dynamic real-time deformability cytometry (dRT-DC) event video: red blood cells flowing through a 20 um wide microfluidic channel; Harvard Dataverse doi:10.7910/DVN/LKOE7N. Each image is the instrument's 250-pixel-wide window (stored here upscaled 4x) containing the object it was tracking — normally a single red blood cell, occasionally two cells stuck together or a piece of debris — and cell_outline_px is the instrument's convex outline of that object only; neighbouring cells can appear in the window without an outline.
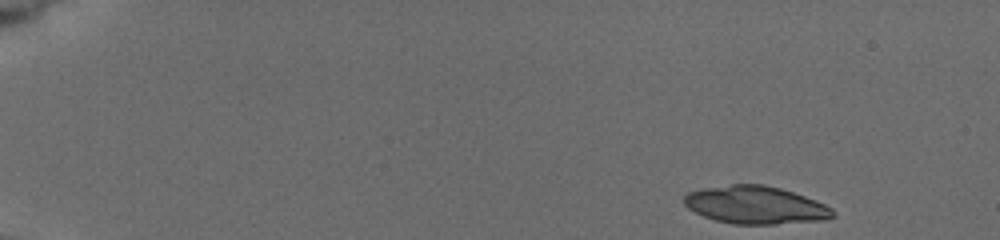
{"species": "common noctule bat (a hibernating species)", "species_latin": "Nyctalus noctula", "temperature_condition": "cold", "stored_images_in_passage": 41, "camera_frame_rate_fps": 3000, "um_per_image_px": 0.085, "animal": {"sex": "female", "body_mass_g": 19.5, "forearm_length_mm": 54.1}, "frame": {"image": 1, "passage_image": 1, "time_ms": 0.0, "image_size_px": [1000, 240], "cell_outline_px": [[836, 216], [828, 220], [776, 224], [732, 224], [716, 220], [704, 216], [688, 208], [684, 204], [684, 196], [688, 192], [700, 188], [732, 184], [764, 184], [780, 188], [816, 200], [832, 208], [836, 212]], "centroid_in_image_um": [64.25, 17.43], "position_along_channel_um": 20.8, "area_um2": 33.0}}
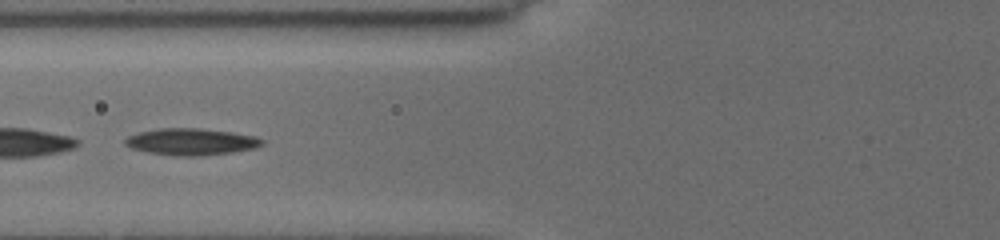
{"frame": {"image": 2, "passage_image": 26, "time_ms": 6.0, "image_size_px": [1000, 240], "cell_outline_px": [[264, 144], [256, 148], [232, 152], [200, 156], [172, 156], [148, 152], [132, 148], [124, 144], [124, 140], [128, 136], [140, 132], [160, 128], [200, 128], [232, 132], [256, 136], [264, 140]], "centroid_in_image_um": [16.28, 12.05], "position_along_channel_um": 109.5, "area_um2": 21.44}}
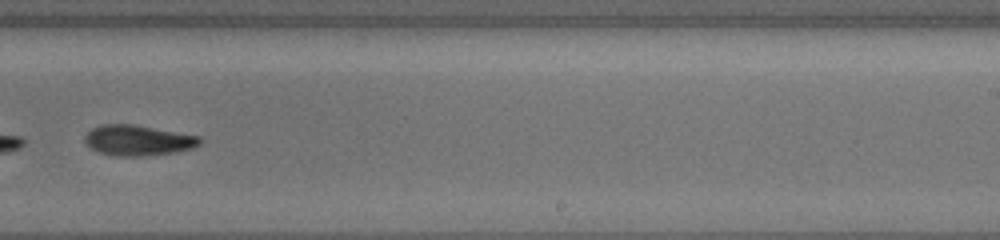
{"frame": {"image": 3, "passage_image": 39, "time_ms": 10.333, "image_size_px": [1000, 240], "cell_outline_px": [[204, 140], [200, 144], [192, 148], [176, 152], [140, 156], [116, 156], [100, 152], [84, 144], [84, 136], [92, 128], [100, 124], [132, 124], [200, 136]], "centroid_in_image_um": [11.72, 11.92], "position_along_channel_um": 277.3, "area_um2": 20.46}}